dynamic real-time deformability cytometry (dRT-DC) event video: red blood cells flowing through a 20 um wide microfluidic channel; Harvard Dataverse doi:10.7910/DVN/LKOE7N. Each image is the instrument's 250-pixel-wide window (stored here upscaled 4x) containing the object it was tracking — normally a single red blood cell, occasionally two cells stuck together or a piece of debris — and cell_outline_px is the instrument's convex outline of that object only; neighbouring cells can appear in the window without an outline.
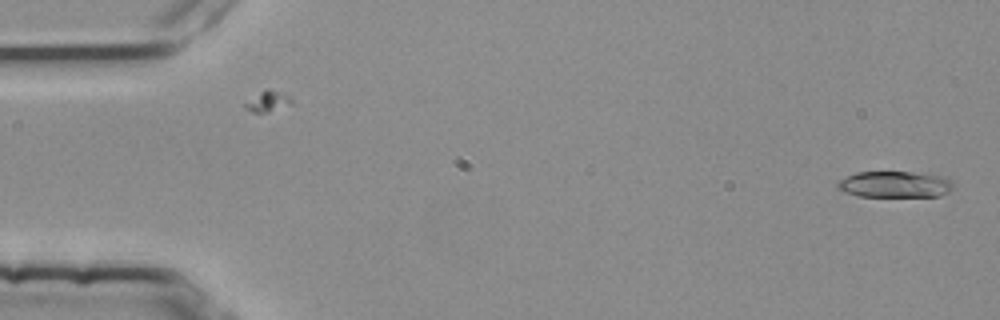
{"species": "common noctule bat (a hibernating species)", "species_latin": "Nyctalus noctula", "temperature_condition": "room temperature", "stored_images_in_passage": 54, "camera_frame_rate_fps": 3000, "um_per_image_px": 0.085, "animal": {"sex": "female", "body_mass_g": 25.1}, "frame": {"image": 1, "passage_image": 1, "time_ms": 0.0, "image_size_px": [1000, 320], "cell_outline_px": [[952, 188], [948, 192], [940, 196], [860, 196], [844, 192], [836, 188], [836, 184], [840, 180], [856, 172], [912, 172], [940, 176], [948, 180], [952, 184]], "centroid_in_image_um": [76.01, 15.68], "position_along_channel_um": 9.0, "area_um2": 17.46}}
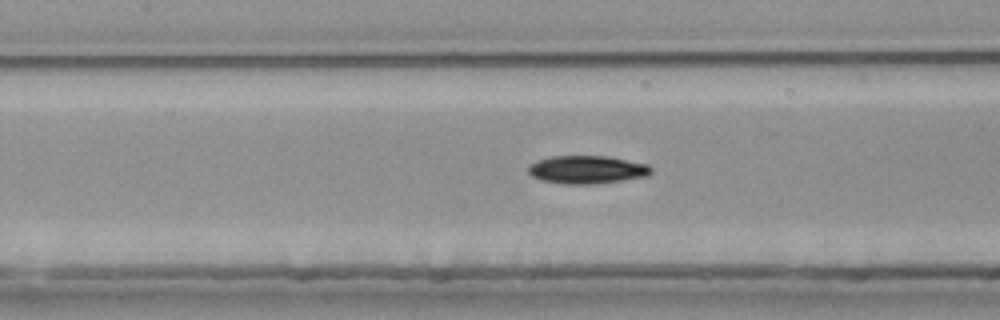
{"frame": {"image": 2, "passage_image": 24, "time_ms": 7.667, "image_size_px": [1000, 320], "cell_outline_px": [[652, 172], [648, 176], [596, 184], [564, 184], [540, 180], [532, 176], [528, 172], [528, 168], [536, 160], [552, 156], [608, 156], [648, 164], [652, 168]], "centroid_in_image_um": [49.9, 14.42], "position_along_channel_um": 157.5, "area_um2": 20.17}}
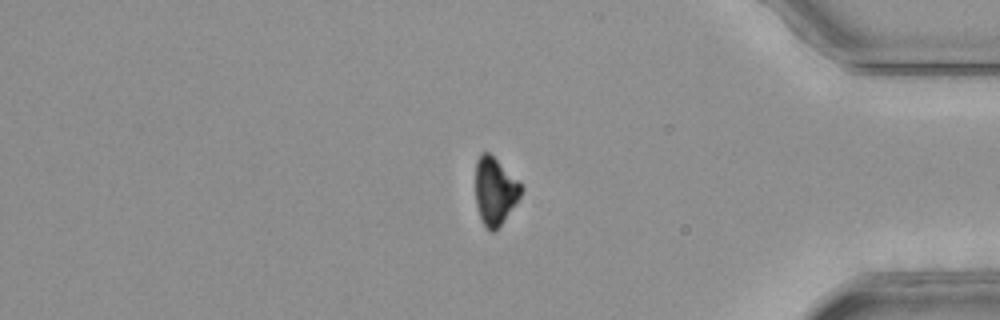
{"frame": {"image": 3, "passage_image": 45, "time_ms": 14.667, "image_size_px": [1000, 320], "cell_outline_px": [[524, 188], [520, 196], [496, 232], [492, 232], [484, 224], [480, 216], [476, 204], [476, 160], [480, 152], [488, 152]], "centroid_in_image_um": [42.05, 16.25], "position_along_channel_um": 393.2, "area_um2": 17.46}, "authors_computed_cell_mechanics": {"area_um2": 18.6694, "velocity_mm_per_s": 3.7838, "shape_relaxation_time_tau1_ms": 3.9413, "shape_relaxation_time_tau2_ms": null, "deformation_change_tau1": 0.1429, "deformation_change_tau2": null}}